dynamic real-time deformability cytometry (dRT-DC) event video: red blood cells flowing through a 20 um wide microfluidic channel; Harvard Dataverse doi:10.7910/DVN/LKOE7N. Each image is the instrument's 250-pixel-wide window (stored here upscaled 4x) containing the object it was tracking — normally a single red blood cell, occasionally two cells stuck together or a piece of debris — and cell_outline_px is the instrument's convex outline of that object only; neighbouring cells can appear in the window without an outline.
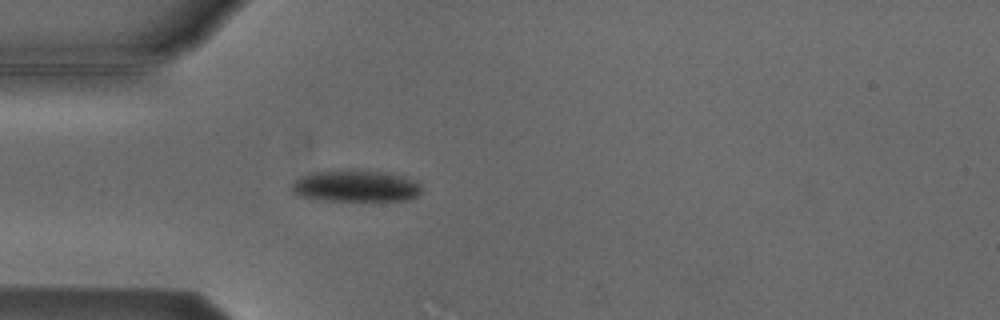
{"species": "Egyptian fruit bat (a non-hibernating species)", "species_latin": "Rousettus aegyptiacus", "temperature_condition": "cold", "stored_images_in_passage": 4, "camera_frame_rate_fps": 3000, "um_per_image_px": 0.085, "animal": {"sex": "male"}, "frame": {"image": 1, "passage_image": 4, "time_ms": 3.333, "image_size_px": [1000, 320], "cell_outline_px": [[420, 192], [416, 196], [408, 200], [320, 200], [300, 196], [292, 192], [288, 188], [300, 176], [308, 172], [340, 168], [380, 172], [416, 180], [420, 184]], "centroid_in_image_um": [30.13, 15.79], "position_along_channel_um": 54.9, "area_um2": 24.22}}